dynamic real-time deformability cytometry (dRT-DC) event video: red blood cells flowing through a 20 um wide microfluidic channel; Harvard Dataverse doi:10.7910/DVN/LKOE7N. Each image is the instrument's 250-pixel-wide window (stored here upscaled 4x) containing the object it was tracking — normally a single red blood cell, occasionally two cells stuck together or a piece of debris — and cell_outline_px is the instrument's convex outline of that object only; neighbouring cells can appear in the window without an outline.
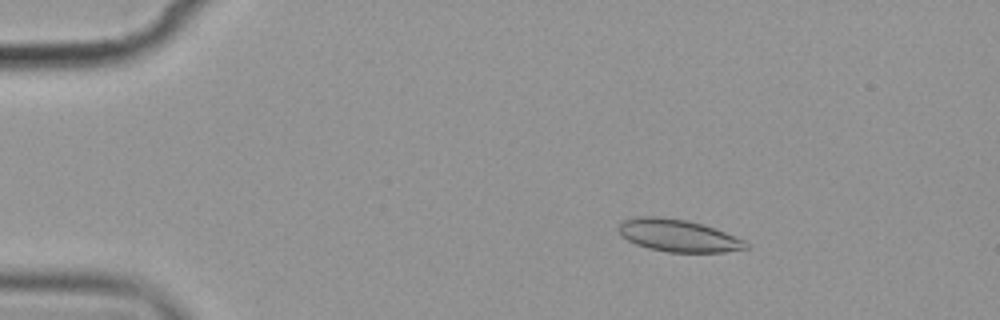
{"species": "common noctule bat (a hibernating species)", "species_latin": "Nyctalus noctula", "temperature_condition": "cold", "stored_images_in_passage": 5, "camera_frame_rate_fps": 3000, "um_per_image_px": 0.085, "animal": {"sex": "female", "body_mass_g": 19.9}, "frame": {"image": 1, "passage_image": 3, "time_ms": 2.333, "image_size_px": [1000, 320], "cell_outline_px": [[748, 248], [724, 252], [668, 252], [648, 248], [636, 244], [620, 236], [616, 228], [624, 220], [640, 216], [656, 216], [688, 220], [724, 232], [744, 240], [748, 244]], "centroid_in_image_um": [57.59, 20.02], "position_along_channel_um": 27.4, "area_um2": 23.81}}
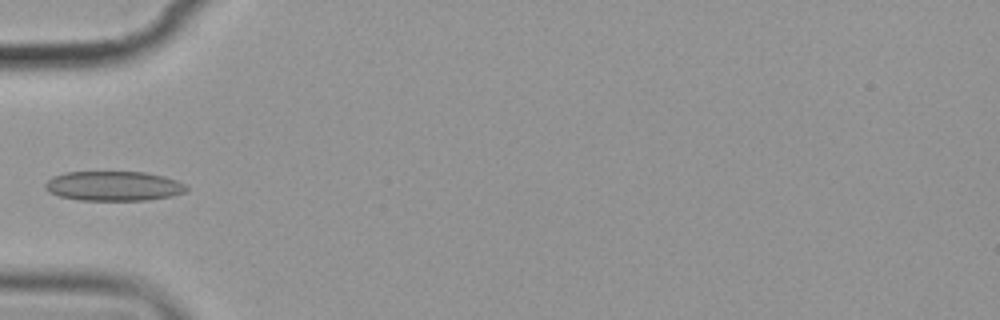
{"frame": {"image": 2, "passage_image": 5, "time_ms": 5.667, "image_size_px": [1000, 320], "cell_outline_px": [[188, 192], [172, 196], [148, 200], [80, 200], [60, 196], [48, 192], [44, 188], [44, 184], [52, 176], [64, 172], [144, 172], [164, 176], [176, 180], [184, 184], [188, 188]], "centroid_in_image_um": [9.66, 15.81], "position_along_channel_um": 75.3, "area_um2": 24.57}}